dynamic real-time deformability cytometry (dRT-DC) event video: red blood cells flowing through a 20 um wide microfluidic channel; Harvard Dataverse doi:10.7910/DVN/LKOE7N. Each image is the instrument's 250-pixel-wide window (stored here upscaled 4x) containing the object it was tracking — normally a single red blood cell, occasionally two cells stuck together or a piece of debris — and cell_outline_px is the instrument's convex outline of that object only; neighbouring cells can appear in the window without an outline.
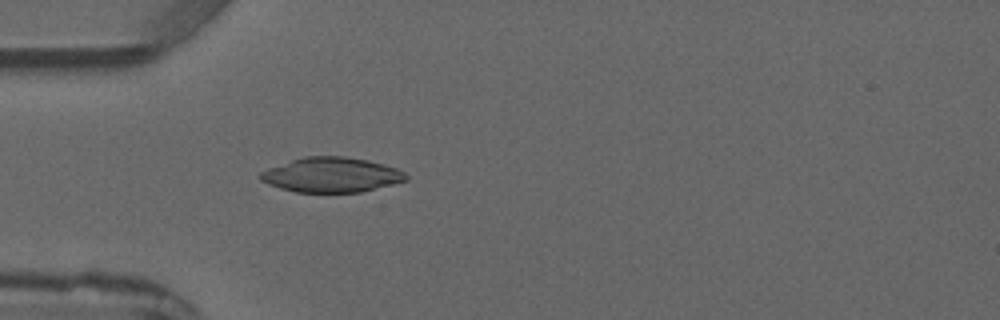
{"species": "common noctule bat (a hibernating species)", "species_latin": "Nyctalus noctula", "temperature_condition": "warm", "stored_images_in_passage": 4, "camera_frame_rate_fps": 3000, "um_per_image_px": 0.085, "animal": {"sex": "male", "forearm_length_mm": 52.5}, "frame": {"image": 1, "passage_image": 4, "time_ms": 3.667, "image_size_px": [1000, 320], "cell_outline_px": [[408, 180], [360, 192], [296, 192], [280, 188], [268, 184], [260, 180], [260, 172], [268, 168], [304, 156], [344, 156], [368, 160], [384, 164], [396, 168], [404, 172], [408, 176]], "centroid_in_image_um": [28.17, 14.86], "position_along_channel_um": 56.8, "area_um2": 29.48}}